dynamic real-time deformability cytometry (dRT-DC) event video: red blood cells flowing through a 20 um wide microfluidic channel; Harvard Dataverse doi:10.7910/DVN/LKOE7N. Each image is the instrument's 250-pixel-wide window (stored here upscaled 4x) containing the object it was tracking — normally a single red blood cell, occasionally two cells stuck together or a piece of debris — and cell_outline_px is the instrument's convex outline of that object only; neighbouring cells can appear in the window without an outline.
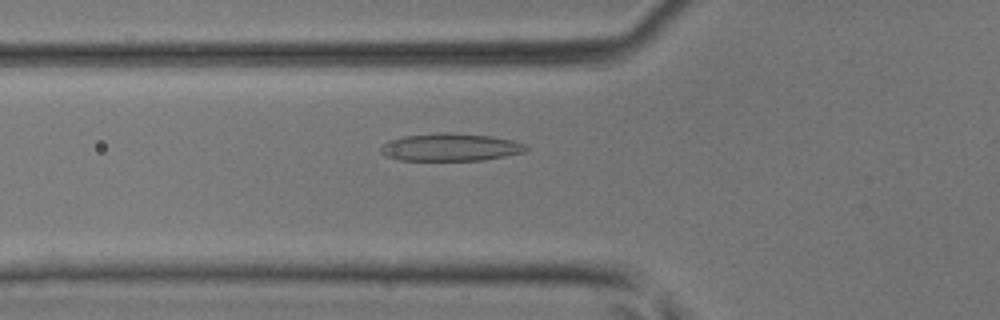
{"species": "common noctule bat (a hibernating species)", "species_latin": "Nyctalus noctula", "temperature_condition": "room temperature", "stored_images_in_passage": 36, "camera_frame_rate_fps": 3000, "um_per_image_px": 0.085, "animal": {"sex": "male", "body_mass_g": 17.9, "forearm_length_mm": 54.2}, "frame": {"image": 1, "passage_image": 6, "time_ms": 1.667, "image_size_px": [1000, 320], "cell_outline_px": [[528, 148], [524, 152], [484, 160], [400, 160], [388, 156], [380, 152], [380, 148], [388, 140], [404, 136], [448, 132], [492, 136], [512, 140], [524, 144]], "centroid_in_image_um": [38.29, 12.51], "position_along_channel_um": 87.5, "area_um2": 23.18}}
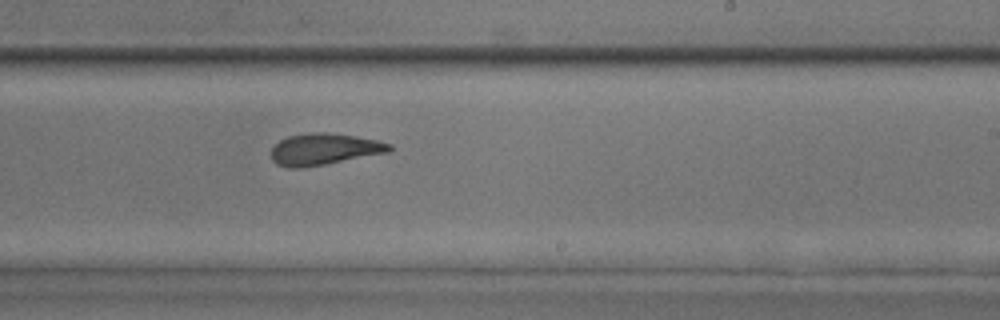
{"frame": {"image": 2, "passage_image": 18, "time_ms": 5.667, "image_size_px": [1000, 320], "cell_outline_px": [[392, 148], [388, 152], [304, 168], [288, 168], [276, 164], [272, 160], [272, 148], [280, 140], [288, 136], [312, 132], [328, 132], [356, 136], [376, 140], [392, 144]], "centroid_in_image_um": [27.53, 12.68], "position_along_channel_um": 261.5, "area_um2": 21.68}}
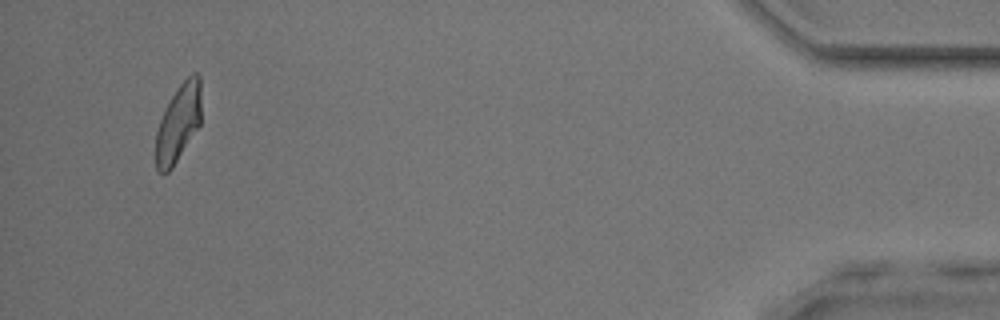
{"frame": {"image": 3, "passage_image": 34, "time_ms": 11.0, "image_size_px": [1000, 320], "cell_outline_px": [[200, 124], [172, 168], [168, 172], [160, 172], [156, 168], [156, 132], [160, 120], [176, 88], [192, 72], [196, 72], [200, 76]], "centroid_in_image_um": [15.16, 10.44], "position_along_channel_um": 420.0, "area_um2": 20.17}}